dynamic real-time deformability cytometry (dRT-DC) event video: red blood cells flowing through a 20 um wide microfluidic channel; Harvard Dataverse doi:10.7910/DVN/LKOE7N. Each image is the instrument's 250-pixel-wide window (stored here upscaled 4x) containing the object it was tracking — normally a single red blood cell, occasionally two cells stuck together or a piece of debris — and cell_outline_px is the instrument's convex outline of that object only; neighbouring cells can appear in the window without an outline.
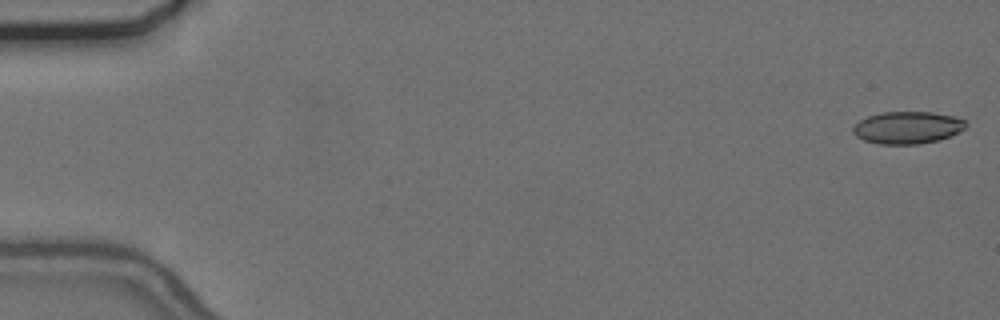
{"species": "common noctule bat (a hibernating species)", "species_latin": "Nyctalus noctula", "temperature_condition": "cold", "stored_images_in_passage": 56, "camera_frame_rate_fps": 3000, "um_per_image_px": 0.085, "animal": {"sex": "female", "body_mass_g": 24.6, "forearm_length_mm": 56.2}, "frame": {"image": 1, "passage_image": 1, "time_ms": 0.0, "image_size_px": [1000, 320], "cell_outline_px": [[968, 124], [960, 132], [940, 140], [920, 144], [880, 144], [864, 140], [856, 136], [852, 132], [852, 128], [860, 120], [868, 116], [880, 112], [932, 112], [952, 116], [964, 120]], "centroid_in_image_um": [77.14, 10.85], "position_along_channel_um": 7.9, "area_um2": 21.27}}
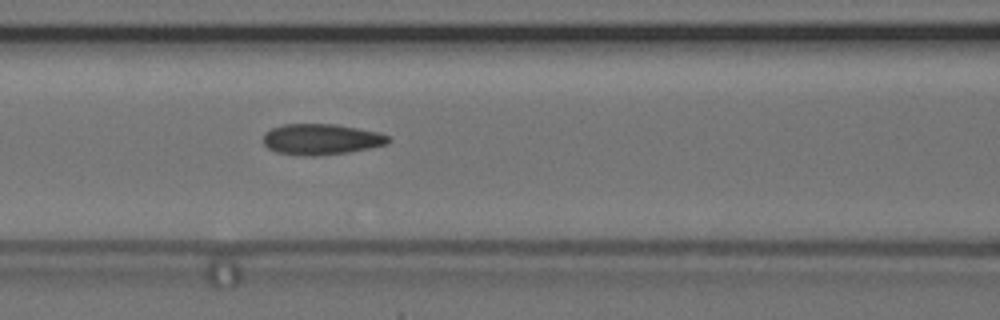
{"frame": {"image": 2, "passage_image": 24, "time_ms": 7.667, "image_size_px": [1000, 320], "cell_outline_px": [[392, 140], [388, 144], [348, 152], [316, 156], [304, 156], [276, 152], [268, 148], [264, 144], [264, 132], [272, 128], [284, 124], [336, 124], [376, 132], [388, 136]], "centroid_in_image_um": [27.28, 11.84], "position_along_channel_um": 139.3, "area_um2": 22.43}}
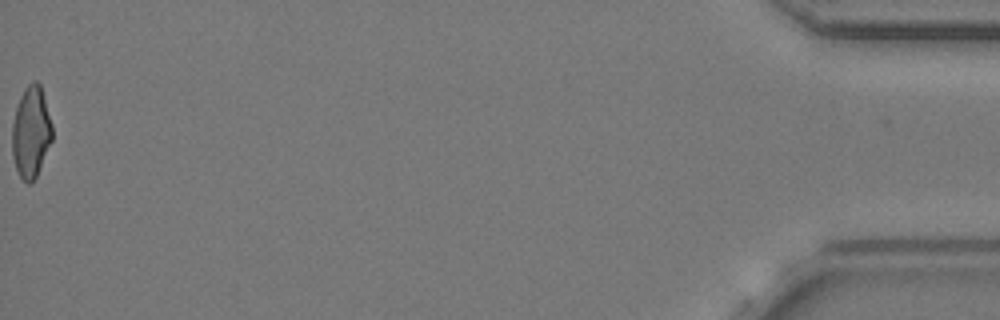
{"frame": {"image": 3, "passage_image": 56, "time_ms": 18.333, "image_size_px": [1000, 320], "cell_outline_px": [[52, 140], [36, 176], [28, 184], [20, 176], [16, 168], [12, 156], [12, 124], [16, 108], [20, 96], [24, 88], [32, 80], [36, 80], [40, 84], [52, 124]], "centroid_in_image_um": [2.63, 11.19], "position_along_channel_um": 432.6, "area_um2": 21.21}, "authors_computed_cell_mechanics": {"area_um2": 22.253, "velocity_mm_per_s": 3.7081, "shape_relaxation_time_tau1_ms": null, "shape_relaxation_time_tau2_ms": 2.333, "deformation_change_tau1": null, "deformation_change_tau2": 0.0979}}